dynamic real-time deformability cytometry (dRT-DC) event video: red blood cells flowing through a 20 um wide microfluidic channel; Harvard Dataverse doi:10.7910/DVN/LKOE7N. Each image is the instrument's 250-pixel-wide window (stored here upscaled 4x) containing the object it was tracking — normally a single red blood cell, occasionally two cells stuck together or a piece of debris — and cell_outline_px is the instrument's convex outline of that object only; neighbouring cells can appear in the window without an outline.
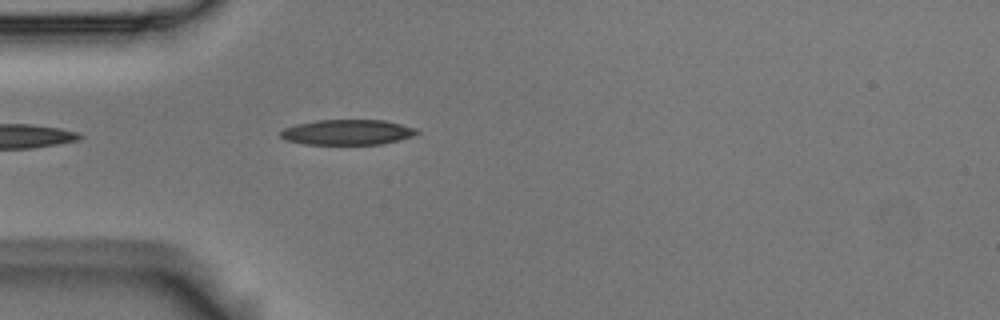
{"species": "Egyptian fruit bat (a non-hibernating species)", "species_latin": "Rousettus aegyptiacus", "temperature_condition": "room temperature", "stored_images_in_passage": 4, "camera_frame_rate_fps": 3000, "um_per_image_px": 0.085, "animal": {"sex": "male"}, "frame": {"image": 1, "passage_image": 4, "time_ms": 1.0, "image_size_px": [1000, 320], "cell_outline_px": [[420, 132], [412, 136], [380, 144], [304, 144], [288, 140], [280, 136], [280, 132], [284, 128], [296, 124], [316, 120], [384, 120], [416, 128]], "centroid_in_image_um": [29.51, 11.23], "position_along_channel_um": 55.5, "area_um2": 19.88}}